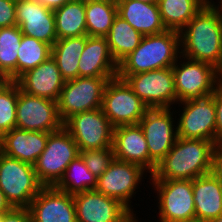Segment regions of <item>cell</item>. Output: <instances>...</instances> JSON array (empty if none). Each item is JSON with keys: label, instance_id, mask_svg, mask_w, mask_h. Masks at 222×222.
Here are the masks:
<instances>
[{"label": "cell", "instance_id": "1", "mask_svg": "<svg viewBox=\"0 0 222 222\" xmlns=\"http://www.w3.org/2000/svg\"><path fill=\"white\" fill-rule=\"evenodd\" d=\"M181 55L222 72V12L209 2L180 31Z\"/></svg>", "mask_w": 222, "mask_h": 222}, {"label": "cell", "instance_id": "2", "mask_svg": "<svg viewBox=\"0 0 222 222\" xmlns=\"http://www.w3.org/2000/svg\"><path fill=\"white\" fill-rule=\"evenodd\" d=\"M215 143L177 138L172 149L156 165L149 180H193L211 173Z\"/></svg>", "mask_w": 222, "mask_h": 222}, {"label": "cell", "instance_id": "3", "mask_svg": "<svg viewBox=\"0 0 222 222\" xmlns=\"http://www.w3.org/2000/svg\"><path fill=\"white\" fill-rule=\"evenodd\" d=\"M180 55V32L165 30L146 35L138 47L118 63L117 75H132L172 67Z\"/></svg>", "mask_w": 222, "mask_h": 222}, {"label": "cell", "instance_id": "4", "mask_svg": "<svg viewBox=\"0 0 222 222\" xmlns=\"http://www.w3.org/2000/svg\"><path fill=\"white\" fill-rule=\"evenodd\" d=\"M177 103L212 95L222 85V72L215 66L182 55L172 66Z\"/></svg>", "mask_w": 222, "mask_h": 222}, {"label": "cell", "instance_id": "5", "mask_svg": "<svg viewBox=\"0 0 222 222\" xmlns=\"http://www.w3.org/2000/svg\"><path fill=\"white\" fill-rule=\"evenodd\" d=\"M43 187L34 165L0 152V189L13 208H28Z\"/></svg>", "mask_w": 222, "mask_h": 222}, {"label": "cell", "instance_id": "6", "mask_svg": "<svg viewBox=\"0 0 222 222\" xmlns=\"http://www.w3.org/2000/svg\"><path fill=\"white\" fill-rule=\"evenodd\" d=\"M78 156V146L64 127L49 133L45 150L34 164L38 180L44 187H55Z\"/></svg>", "mask_w": 222, "mask_h": 222}, {"label": "cell", "instance_id": "7", "mask_svg": "<svg viewBox=\"0 0 222 222\" xmlns=\"http://www.w3.org/2000/svg\"><path fill=\"white\" fill-rule=\"evenodd\" d=\"M177 113L173 108L148 109L139 121L149 151V174L172 149L178 138Z\"/></svg>", "mask_w": 222, "mask_h": 222}, {"label": "cell", "instance_id": "8", "mask_svg": "<svg viewBox=\"0 0 222 222\" xmlns=\"http://www.w3.org/2000/svg\"><path fill=\"white\" fill-rule=\"evenodd\" d=\"M115 77H77L65 81L57 100L58 113L64 123L71 116L102 108L108 81Z\"/></svg>", "mask_w": 222, "mask_h": 222}, {"label": "cell", "instance_id": "9", "mask_svg": "<svg viewBox=\"0 0 222 222\" xmlns=\"http://www.w3.org/2000/svg\"><path fill=\"white\" fill-rule=\"evenodd\" d=\"M151 181V182H150ZM156 193L157 220L179 222L195 218L192 180H150Z\"/></svg>", "mask_w": 222, "mask_h": 222}, {"label": "cell", "instance_id": "10", "mask_svg": "<svg viewBox=\"0 0 222 222\" xmlns=\"http://www.w3.org/2000/svg\"><path fill=\"white\" fill-rule=\"evenodd\" d=\"M148 109L124 79L116 76L106 84L102 110L113 127L139 124Z\"/></svg>", "mask_w": 222, "mask_h": 222}, {"label": "cell", "instance_id": "11", "mask_svg": "<svg viewBox=\"0 0 222 222\" xmlns=\"http://www.w3.org/2000/svg\"><path fill=\"white\" fill-rule=\"evenodd\" d=\"M147 173L149 172L138 164L114 159L108 169L97 178L95 190L119 200L136 216L137 211L134 210L131 199L139 192L136 190L145 181L143 178L148 177Z\"/></svg>", "mask_w": 222, "mask_h": 222}, {"label": "cell", "instance_id": "12", "mask_svg": "<svg viewBox=\"0 0 222 222\" xmlns=\"http://www.w3.org/2000/svg\"><path fill=\"white\" fill-rule=\"evenodd\" d=\"M117 77L124 79L149 109L177 106L172 67Z\"/></svg>", "mask_w": 222, "mask_h": 222}, {"label": "cell", "instance_id": "13", "mask_svg": "<svg viewBox=\"0 0 222 222\" xmlns=\"http://www.w3.org/2000/svg\"><path fill=\"white\" fill-rule=\"evenodd\" d=\"M177 134L184 139H202L216 144V108L212 95L180 103ZM182 105V106H181ZM182 110V111H181Z\"/></svg>", "mask_w": 222, "mask_h": 222}, {"label": "cell", "instance_id": "14", "mask_svg": "<svg viewBox=\"0 0 222 222\" xmlns=\"http://www.w3.org/2000/svg\"><path fill=\"white\" fill-rule=\"evenodd\" d=\"M63 127L76 142L79 152L113 147V129L102 108L75 114Z\"/></svg>", "mask_w": 222, "mask_h": 222}, {"label": "cell", "instance_id": "15", "mask_svg": "<svg viewBox=\"0 0 222 222\" xmlns=\"http://www.w3.org/2000/svg\"><path fill=\"white\" fill-rule=\"evenodd\" d=\"M62 127L57 101L26 94L18 85L16 128L51 133Z\"/></svg>", "mask_w": 222, "mask_h": 222}, {"label": "cell", "instance_id": "16", "mask_svg": "<svg viewBox=\"0 0 222 222\" xmlns=\"http://www.w3.org/2000/svg\"><path fill=\"white\" fill-rule=\"evenodd\" d=\"M77 222H133L135 216L119 200L88 190L73 194Z\"/></svg>", "mask_w": 222, "mask_h": 222}, {"label": "cell", "instance_id": "17", "mask_svg": "<svg viewBox=\"0 0 222 222\" xmlns=\"http://www.w3.org/2000/svg\"><path fill=\"white\" fill-rule=\"evenodd\" d=\"M16 21L23 35L49 44L57 40L54 11L38 0H16Z\"/></svg>", "mask_w": 222, "mask_h": 222}, {"label": "cell", "instance_id": "18", "mask_svg": "<svg viewBox=\"0 0 222 222\" xmlns=\"http://www.w3.org/2000/svg\"><path fill=\"white\" fill-rule=\"evenodd\" d=\"M31 222H77L73 194L43 187L28 207Z\"/></svg>", "mask_w": 222, "mask_h": 222}, {"label": "cell", "instance_id": "19", "mask_svg": "<svg viewBox=\"0 0 222 222\" xmlns=\"http://www.w3.org/2000/svg\"><path fill=\"white\" fill-rule=\"evenodd\" d=\"M16 82L26 94L57 101L65 80L55 60L49 57L34 69L24 73Z\"/></svg>", "mask_w": 222, "mask_h": 222}, {"label": "cell", "instance_id": "20", "mask_svg": "<svg viewBox=\"0 0 222 222\" xmlns=\"http://www.w3.org/2000/svg\"><path fill=\"white\" fill-rule=\"evenodd\" d=\"M49 132L13 128L0 137V152L34 165L45 150Z\"/></svg>", "mask_w": 222, "mask_h": 222}, {"label": "cell", "instance_id": "21", "mask_svg": "<svg viewBox=\"0 0 222 222\" xmlns=\"http://www.w3.org/2000/svg\"><path fill=\"white\" fill-rule=\"evenodd\" d=\"M79 77H116L118 64L113 59L106 37L86 35V45L78 62Z\"/></svg>", "mask_w": 222, "mask_h": 222}, {"label": "cell", "instance_id": "22", "mask_svg": "<svg viewBox=\"0 0 222 222\" xmlns=\"http://www.w3.org/2000/svg\"><path fill=\"white\" fill-rule=\"evenodd\" d=\"M113 150L115 159L138 164L149 172L147 141L139 124L114 127Z\"/></svg>", "mask_w": 222, "mask_h": 222}, {"label": "cell", "instance_id": "23", "mask_svg": "<svg viewBox=\"0 0 222 222\" xmlns=\"http://www.w3.org/2000/svg\"><path fill=\"white\" fill-rule=\"evenodd\" d=\"M116 2L117 15L143 36L158 34L166 30L157 3L135 0H116Z\"/></svg>", "mask_w": 222, "mask_h": 222}, {"label": "cell", "instance_id": "24", "mask_svg": "<svg viewBox=\"0 0 222 222\" xmlns=\"http://www.w3.org/2000/svg\"><path fill=\"white\" fill-rule=\"evenodd\" d=\"M195 218L209 222L222 215V184L212 174L192 180Z\"/></svg>", "mask_w": 222, "mask_h": 222}, {"label": "cell", "instance_id": "25", "mask_svg": "<svg viewBox=\"0 0 222 222\" xmlns=\"http://www.w3.org/2000/svg\"><path fill=\"white\" fill-rule=\"evenodd\" d=\"M86 45V35L57 39L51 47L55 60L65 81L79 77L78 62Z\"/></svg>", "mask_w": 222, "mask_h": 222}, {"label": "cell", "instance_id": "26", "mask_svg": "<svg viewBox=\"0 0 222 222\" xmlns=\"http://www.w3.org/2000/svg\"><path fill=\"white\" fill-rule=\"evenodd\" d=\"M208 2V0H158L157 4L166 30L180 32Z\"/></svg>", "mask_w": 222, "mask_h": 222}, {"label": "cell", "instance_id": "27", "mask_svg": "<svg viewBox=\"0 0 222 222\" xmlns=\"http://www.w3.org/2000/svg\"><path fill=\"white\" fill-rule=\"evenodd\" d=\"M57 39L87 35L85 3L72 0L54 10Z\"/></svg>", "mask_w": 222, "mask_h": 222}, {"label": "cell", "instance_id": "28", "mask_svg": "<svg viewBox=\"0 0 222 222\" xmlns=\"http://www.w3.org/2000/svg\"><path fill=\"white\" fill-rule=\"evenodd\" d=\"M106 38L110 53L118 64L138 47L143 35L117 15Z\"/></svg>", "mask_w": 222, "mask_h": 222}, {"label": "cell", "instance_id": "29", "mask_svg": "<svg viewBox=\"0 0 222 222\" xmlns=\"http://www.w3.org/2000/svg\"><path fill=\"white\" fill-rule=\"evenodd\" d=\"M116 16V0H99L85 3L87 36L106 37Z\"/></svg>", "mask_w": 222, "mask_h": 222}, {"label": "cell", "instance_id": "30", "mask_svg": "<svg viewBox=\"0 0 222 222\" xmlns=\"http://www.w3.org/2000/svg\"><path fill=\"white\" fill-rule=\"evenodd\" d=\"M96 185L97 178L89 171L79 155L67 166L62 179L55 187L69 194H76L94 190Z\"/></svg>", "mask_w": 222, "mask_h": 222}, {"label": "cell", "instance_id": "31", "mask_svg": "<svg viewBox=\"0 0 222 222\" xmlns=\"http://www.w3.org/2000/svg\"><path fill=\"white\" fill-rule=\"evenodd\" d=\"M51 57V46L26 35L22 36L17 54V80Z\"/></svg>", "mask_w": 222, "mask_h": 222}, {"label": "cell", "instance_id": "32", "mask_svg": "<svg viewBox=\"0 0 222 222\" xmlns=\"http://www.w3.org/2000/svg\"><path fill=\"white\" fill-rule=\"evenodd\" d=\"M23 34L17 25L0 28V67L17 81V54Z\"/></svg>", "mask_w": 222, "mask_h": 222}, {"label": "cell", "instance_id": "33", "mask_svg": "<svg viewBox=\"0 0 222 222\" xmlns=\"http://www.w3.org/2000/svg\"><path fill=\"white\" fill-rule=\"evenodd\" d=\"M18 83L13 81L0 93V137L16 128Z\"/></svg>", "mask_w": 222, "mask_h": 222}, {"label": "cell", "instance_id": "34", "mask_svg": "<svg viewBox=\"0 0 222 222\" xmlns=\"http://www.w3.org/2000/svg\"><path fill=\"white\" fill-rule=\"evenodd\" d=\"M89 171L96 177H100L115 159L113 147L79 152Z\"/></svg>", "mask_w": 222, "mask_h": 222}, {"label": "cell", "instance_id": "35", "mask_svg": "<svg viewBox=\"0 0 222 222\" xmlns=\"http://www.w3.org/2000/svg\"><path fill=\"white\" fill-rule=\"evenodd\" d=\"M17 25L16 0H0V28Z\"/></svg>", "mask_w": 222, "mask_h": 222}, {"label": "cell", "instance_id": "36", "mask_svg": "<svg viewBox=\"0 0 222 222\" xmlns=\"http://www.w3.org/2000/svg\"><path fill=\"white\" fill-rule=\"evenodd\" d=\"M216 108V144H222V85L214 92Z\"/></svg>", "mask_w": 222, "mask_h": 222}, {"label": "cell", "instance_id": "37", "mask_svg": "<svg viewBox=\"0 0 222 222\" xmlns=\"http://www.w3.org/2000/svg\"><path fill=\"white\" fill-rule=\"evenodd\" d=\"M1 222H31L28 208H13L3 214Z\"/></svg>", "mask_w": 222, "mask_h": 222}, {"label": "cell", "instance_id": "38", "mask_svg": "<svg viewBox=\"0 0 222 222\" xmlns=\"http://www.w3.org/2000/svg\"><path fill=\"white\" fill-rule=\"evenodd\" d=\"M211 173L222 184V144H215L212 157Z\"/></svg>", "mask_w": 222, "mask_h": 222}, {"label": "cell", "instance_id": "39", "mask_svg": "<svg viewBox=\"0 0 222 222\" xmlns=\"http://www.w3.org/2000/svg\"><path fill=\"white\" fill-rule=\"evenodd\" d=\"M50 10H56L72 0H38Z\"/></svg>", "mask_w": 222, "mask_h": 222}, {"label": "cell", "instance_id": "40", "mask_svg": "<svg viewBox=\"0 0 222 222\" xmlns=\"http://www.w3.org/2000/svg\"><path fill=\"white\" fill-rule=\"evenodd\" d=\"M12 209H13V207L7 201L5 194L0 189V215H3L5 213L9 212Z\"/></svg>", "mask_w": 222, "mask_h": 222}, {"label": "cell", "instance_id": "41", "mask_svg": "<svg viewBox=\"0 0 222 222\" xmlns=\"http://www.w3.org/2000/svg\"><path fill=\"white\" fill-rule=\"evenodd\" d=\"M13 80L7 73H0V93L6 89Z\"/></svg>", "mask_w": 222, "mask_h": 222}, {"label": "cell", "instance_id": "42", "mask_svg": "<svg viewBox=\"0 0 222 222\" xmlns=\"http://www.w3.org/2000/svg\"><path fill=\"white\" fill-rule=\"evenodd\" d=\"M217 2H214L213 0H209V3L214 7L216 8L217 10L221 11L222 12V0H217Z\"/></svg>", "mask_w": 222, "mask_h": 222}, {"label": "cell", "instance_id": "43", "mask_svg": "<svg viewBox=\"0 0 222 222\" xmlns=\"http://www.w3.org/2000/svg\"><path fill=\"white\" fill-rule=\"evenodd\" d=\"M209 222H222V215L216 217V218H213L211 219Z\"/></svg>", "mask_w": 222, "mask_h": 222}, {"label": "cell", "instance_id": "44", "mask_svg": "<svg viewBox=\"0 0 222 222\" xmlns=\"http://www.w3.org/2000/svg\"><path fill=\"white\" fill-rule=\"evenodd\" d=\"M179 222H205V221L194 218V219H191V220H185V221H179Z\"/></svg>", "mask_w": 222, "mask_h": 222}, {"label": "cell", "instance_id": "45", "mask_svg": "<svg viewBox=\"0 0 222 222\" xmlns=\"http://www.w3.org/2000/svg\"><path fill=\"white\" fill-rule=\"evenodd\" d=\"M135 1H141V2H145V3H157L158 0H135Z\"/></svg>", "mask_w": 222, "mask_h": 222}, {"label": "cell", "instance_id": "46", "mask_svg": "<svg viewBox=\"0 0 222 222\" xmlns=\"http://www.w3.org/2000/svg\"><path fill=\"white\" fill-rule=\"evenodd\" d=\"M75 1H80V2H83V3H89V2L99 1V0H75Z\"/></svg>", "mask_w": 222, "mask_h": 222}, {"label": "cell", "instance_id": "47", "mask_svg": "<svg viewBox=\"0 0 222 222\" xmlns=\"http://www.w3.org/2000/svg\"><path fill=\"white\" fill-rule=\"evenodd\" d=\"M138 220H140V219H138V217H137L133 222H138ZM139 222H141V220Z\"/></svg>", "mask_w": 222, "mask_h": 222}, {"label": "cell", "instance_id": "48", "mask_svg": "<svg viewBox=\"0 0 222 222\" xmlns=\"http://www.w3.org/2000/svg\"><path fill=\"white\" fill-rule=\"evenodd\" d=\"M0 73H5V72L1 69V67H0Z\"/></svg>", "mask_w": 222, "mask_h": 222}]
</instances>
